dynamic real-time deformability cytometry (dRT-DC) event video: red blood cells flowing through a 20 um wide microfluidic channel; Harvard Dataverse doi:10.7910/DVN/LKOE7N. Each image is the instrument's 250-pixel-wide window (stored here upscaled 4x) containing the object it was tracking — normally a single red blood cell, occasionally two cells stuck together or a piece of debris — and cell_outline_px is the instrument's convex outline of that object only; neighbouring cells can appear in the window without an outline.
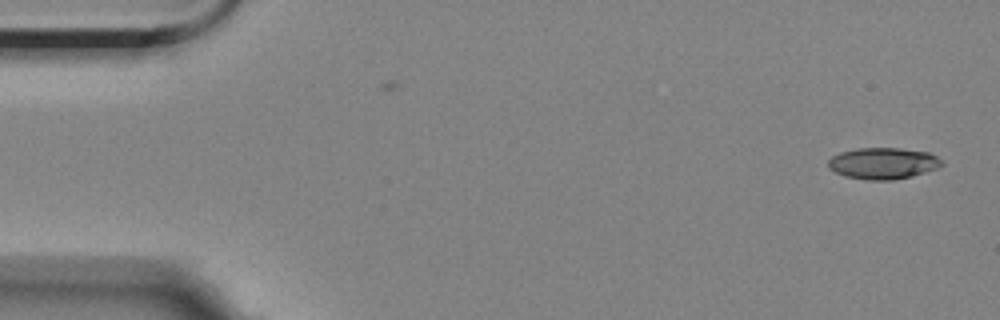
{"species": "Egyptian fruit bat (a non-hibernating species)", "species_latin": "Rousettus aegyptiacus", "temperature_condition": "room temperature", "stored_images_in_passage": 55, "camera_frame_rate_fps": 3000, "um_per_image_px": 0.085, "animal": {"sex": "female"}, "frame": {"image": 1, "passage_image": 1, "time_ms": 0.0, "image_size_px": [1000, 320], "cell_outline_px": [[944, 164], [936, 168], [912, 176], [892, 180], [864, 180], [844, 176], [828, 168], [828, 160], [832, 156], [840, 152], [856, 148], [900, 148], [928, 152], [936, 156]], "centroid_in_image_um": [75.02, 13.88], "position_along_channel_um": 10.0, "area_um2": 20.81}}
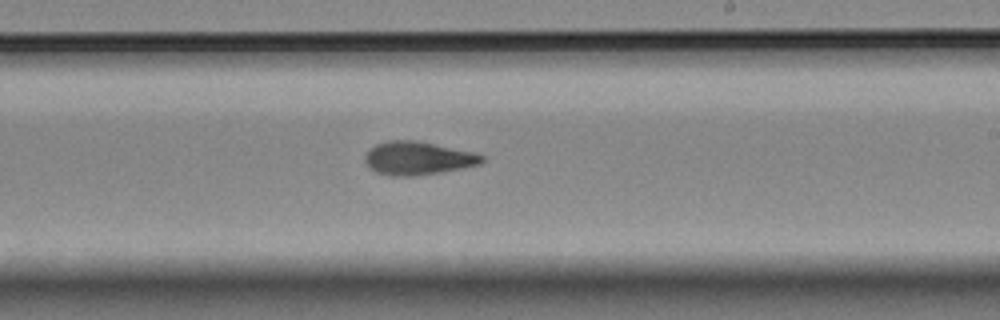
{"frame": {"image": 2, "passage_image": 32, "time_ms": 10.333, "image_size_px": [1000, 320], "cell_outline_px": [[484, 160], [480, 164], [464, 168], [440, 172], [412, 176], [392, 176], [376, 172], [368, 168], [364, 160], [364, 156], [368, 148], [376, 144], [388, 140], [416, 140], [476, 152], [484, 156]], "centroid_in_image_um": [35.5, 13.44], "position_along_channel_um": 253.5, "area_um2": 23.0}}
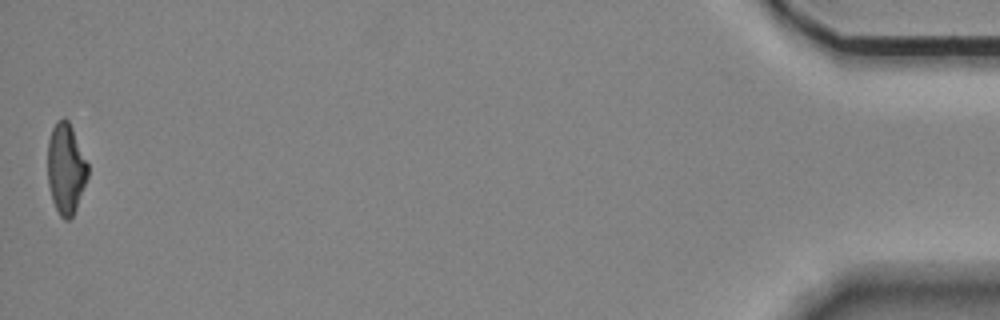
{"frame": {"image": 3, "passage_image": 55, "time_ms": 18.0, "image_size_px": [1000, 320], "cell_outline_px": [[88, 176], [76, 208], [72, 216], [68, 220], [64, 220], [60, 216], [52, 200], [48, 184], [48, 140], [52, 128], [56, 120], [64, 116], [68, 120], [72, 128], [88, 164]], "centroid_in_image_um": [5.59, 14.31], "position_along_channel_um": 429.6, "area_um2": 21.15}, "authors_computed_cell_mechanics": {"area_um2": 22.0218, "velocity_mm_per_s": 3.522, "shape_relaxation_time_tau1_ms": 6.6788, "shape_relaxation_time_tau2_ms": 5.2056, "deformation_change_tau1": 0.2002, "deformation_change_tau2": 0.1262}}